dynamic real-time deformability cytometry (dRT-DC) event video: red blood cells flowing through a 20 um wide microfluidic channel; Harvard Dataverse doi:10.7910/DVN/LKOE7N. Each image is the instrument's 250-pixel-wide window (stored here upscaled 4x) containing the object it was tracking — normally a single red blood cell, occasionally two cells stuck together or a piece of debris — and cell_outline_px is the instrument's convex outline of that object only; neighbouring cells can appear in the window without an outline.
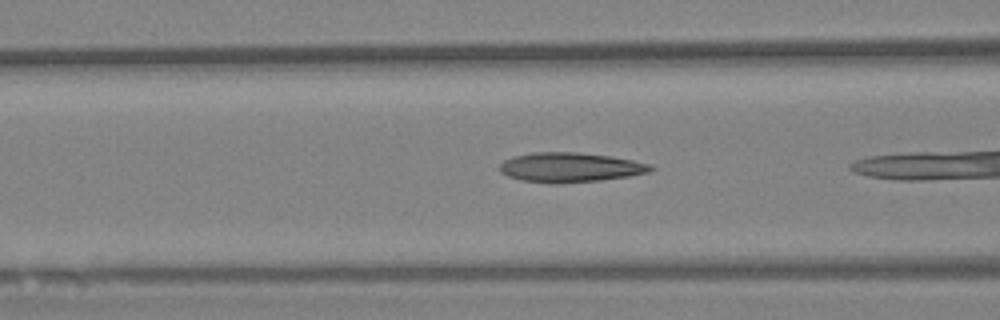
{"species": "Egyptian fruit bat (a non-hibernating species)", "species_latin": "Rousettus aegyptiacus", "temperature_condition": "warm", "stored_images_in_passage": 5, "camera_frame_rate_fps": 3000, "um_per_image_px": 0.085, "animal": {"sex": "female"}, "frame": {"image": 1, "passage_image": 4, "time_ms": 1.0, "image_size_px": [1000, 320], "cell_outline_px": [[656, 168], [648, 172], [628, 176], [600, 180], [556, 184], [548, 184], [520, 180], [508, 176], [500, 172], [500, 164], [504, 160], [516, 156], [532, 152], [576, 152], [612, 156], [652, 164]], "centroid_in_image_um": [48.46, 14.23], "position_along_channel_um": 118.1, "area_um2": 26.18}}